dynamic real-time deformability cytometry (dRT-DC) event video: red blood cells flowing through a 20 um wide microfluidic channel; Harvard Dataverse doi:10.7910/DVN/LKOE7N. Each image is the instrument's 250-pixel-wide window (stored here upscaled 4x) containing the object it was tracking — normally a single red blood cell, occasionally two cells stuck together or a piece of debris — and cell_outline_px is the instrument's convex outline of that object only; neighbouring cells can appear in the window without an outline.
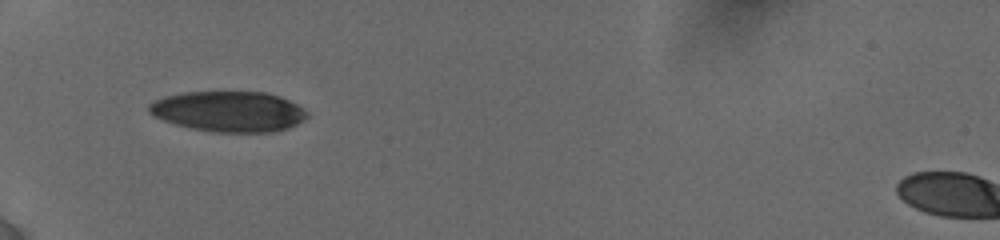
{"species": "human", "species_latin": "Homo sapiens", "temperature_condition": "cold", "stored_images_in_passage": 25, "camera_frame_rate_fps": 3000, "um_per_image_px": 0.085, "donor": {"sex": "female"}, "frame": {"image": 1, "passage_image": 7, "time_ms": 6.333, "image_size_px": [1000, 240], "cell_outline_px": [[308, 116], [304, 120], [288, 128], [268, 132], [216, 132], [192, 128], [176, 124], [152, 116], [148, 112], [148, 104], [164, 96], [180, 92], [264, 92], [280, 96], [304, 108], [308, 112]], "centroid_in_image_um": [19.43, 9.47], "position_along_channel_um": 65.6, "area_um2": 37.34}}
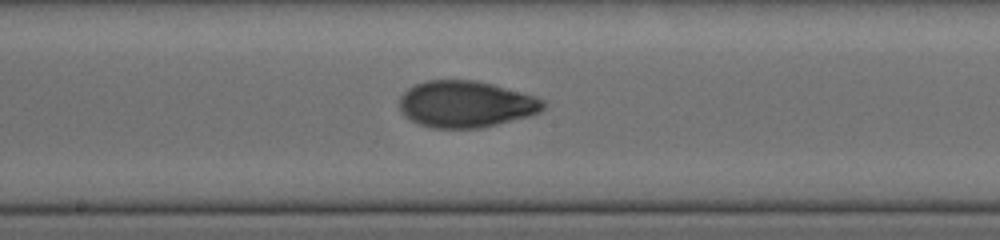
{"frame": {"image": 2, "passage_image": 13, "time_ms": 10.333, "image_size_px": [1000, 240], "cell_outline_px": [[544, 108], [540, 112], [528, 116], [480, 128], [432, 128], [420, 124], [412, 120], [400, 112], [400, 96], [408, 88], [416, 84], [428, 80], [476, 80], [492, 84], [536, 96], [544, 100]], "centroid_in_image_um": [39.59, 8.85], "position_along_channel_um": 208.6, "area_um2": 38.9}}
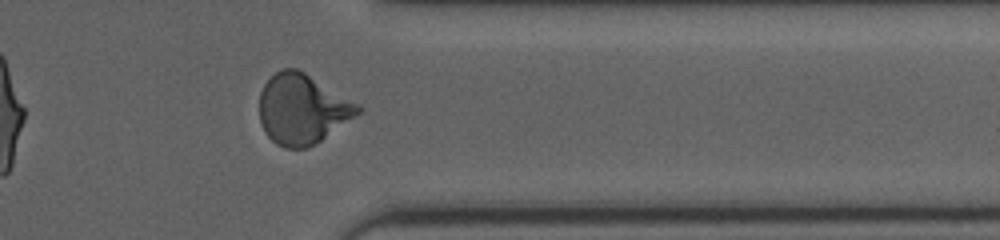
{"frame": {"image": 3, "passage_image": 22, "time_ms": 15.0, "image_size_px": [1000, 240], "cell_outline_px": [[364, 108], [360, 112], [320, 140], [308, 148], [284, 148], [276, 144], [268, 136], [260, 120], [260, 92], [264, 84], [280, 68], [296, 68], [304, 72], [360, 104]], "centroid_in_image_um": [25.69, 9.26], "position_along_channel_um": 385.7, "area_um2": 39.77}, "authors_computed_cell_mechanics": {"area_um2": 38.4948, "velocity_mm_per_s": 3.8365, "shape_relaxation_time_tau1_ms": 4.8404, "shape_relaxation_time_tau2_ms": 1.5952, "deformation_change_tau1": 0.1698, "deformation_change_tau2": 0.0558}}